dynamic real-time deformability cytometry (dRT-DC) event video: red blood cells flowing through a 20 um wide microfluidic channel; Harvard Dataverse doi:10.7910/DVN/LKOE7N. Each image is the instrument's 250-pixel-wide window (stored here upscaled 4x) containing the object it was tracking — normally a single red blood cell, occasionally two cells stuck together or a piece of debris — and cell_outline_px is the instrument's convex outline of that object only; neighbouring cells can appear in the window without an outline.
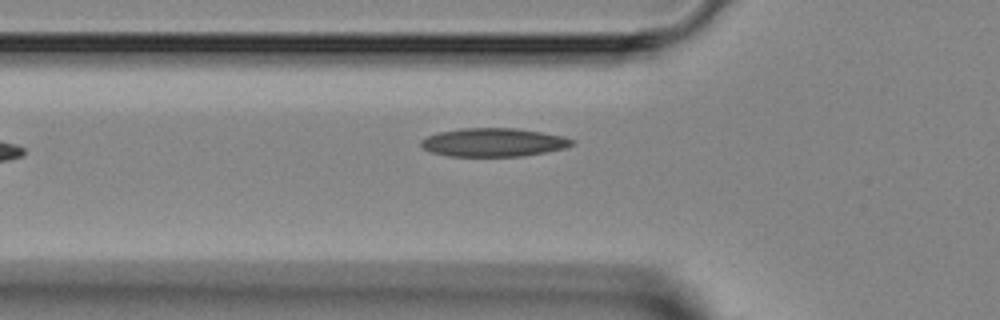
{"species": "Egyptian fruit bat (a non-hibernating species)", "species_latin": "Rousettus aegyptiacus", "temperature_condition": "room temperature", "stored_images_in_passage": 5, "camera_frame_rate_fps": 3000, "um_per_image_px": 0.085, "animal": {"sex": "female"}, "frame": {"image": 1, "passage_image": 5, "time_ms": 5.333, "image_size_px": [1000, 320], "cell_outline_px": [[576, 140], [572, 144], [564, 148], [524, 156], [448, 156], [432, 152], [424, 148], [420, 144], [420, 140], [428, 136], [440, 132], [460, 128], [516, 128], [564, 136]], "centroid_in_image_um": [41.95, 12.1], "position_along_channel_um": 83.9, "area_um2": 24.91}}